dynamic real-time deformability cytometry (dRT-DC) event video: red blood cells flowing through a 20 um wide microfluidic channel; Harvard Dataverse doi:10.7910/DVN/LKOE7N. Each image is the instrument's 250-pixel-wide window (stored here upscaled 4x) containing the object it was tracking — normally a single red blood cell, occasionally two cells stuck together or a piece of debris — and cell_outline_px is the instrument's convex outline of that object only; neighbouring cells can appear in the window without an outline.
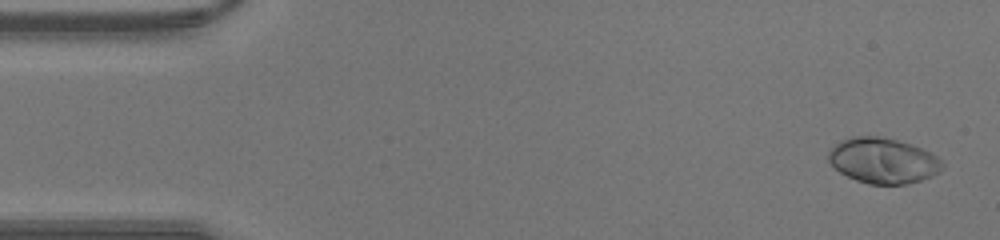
{"species": "human", "species_latin": "Homo sapiens", "temperature_condition": "warm", "stored_images_in_passage": 43, "camera_frame_rate_fps": 3000, "um_per_image_px": 0.085, "donor": {"sex": "male"}, "frame": {"image": 1, "passage_image": 2, "time_ms": 0.333, "image_size_px": [1000, 240], "cell_outline_px": [[944, 164], [940, 172], [932, 176], [920, 180], [904, 184], [868, 184], [856, 180], [840, 172], [828, 160], [828, 148], [840, 140], [852, 136], [880, 136], [896, 140], [932, 152]], "centroid_in_image_um": [75.03, 13.64], "position_along_channel_um": 10.0, "area_um2": 30.17}}
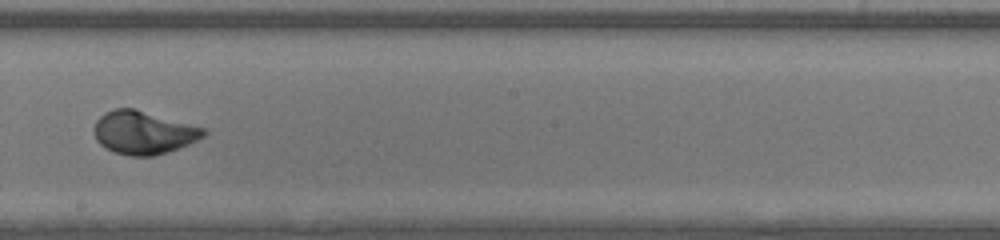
{"frame": {"image": 2, "passage_image": 24, "time_ms": 7.667, "image_size_px": [1000, 240], "cell_outline_px": [[208, 132], [204, 136], [188, 144], [168, 152], [152, 156], [128, 156], [116, 152], [100, 144], [96, 140], [96, 120], [104, 112], [116, 108], [132, 108], [208, 128]], "centroid_in_image_um": [12.24, 11.26], "position_along_channel_um": 236.0, "area_um2": 27.34}}
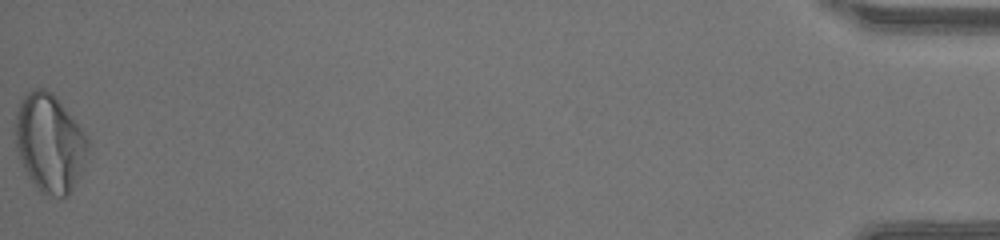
{"frame": {"image": 3, "passage_image": 43, "time_ms": 14.0, "image_size_px": [1000, 240], "cell_outline_px": [[88, 152], [80, 176], [68, 196], [52, 196], [40, 192], [36, 188], [28, 176], [16, 148], [16, 112], [20, 100], [32, 88], [44, 88], [52, 92], [56, 96], [72, 116], [84, 132], [88, 140]], "centroid_in_image_um": [4.22, 12.15], "position_along_channel_um": 431.0, "area_um2": 41.44}}